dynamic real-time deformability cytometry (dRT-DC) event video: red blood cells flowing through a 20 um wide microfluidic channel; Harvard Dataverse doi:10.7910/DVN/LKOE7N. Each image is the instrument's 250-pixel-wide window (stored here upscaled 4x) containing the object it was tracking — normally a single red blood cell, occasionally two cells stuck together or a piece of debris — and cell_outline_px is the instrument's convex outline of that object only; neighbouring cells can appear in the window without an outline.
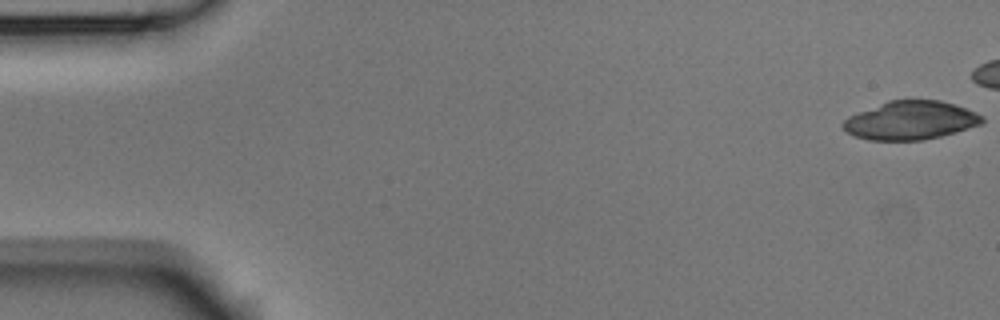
{"species": "Egyptian fruit bat (a non-hibernating species)", "species_latin": "Rousettus aegyptiacus", "temperature_condition": "room temperature", "stored_images_in_passage": 4, "camera_frame_rate_fps": 3000, "um_per_image_px": 0.085, "animal": {"sex": "male"}, "frame": {"image": 1, "passage_image": 1, "time_ms": 0.0, "image_size_px": [1000, 320], "cell_outline_px": [[984, 124], [956, 132], [924, 140], [868, 140], [856, 136], [848, 132], [840, 124], [848, 116], [888, 100], [940, 100], [956, 104], [976, 112], [984, 116]], "centroid_in_image_um": [77.44, 10.23], "position_along_channel_um": 7.6, "area_um2": 31.39}}